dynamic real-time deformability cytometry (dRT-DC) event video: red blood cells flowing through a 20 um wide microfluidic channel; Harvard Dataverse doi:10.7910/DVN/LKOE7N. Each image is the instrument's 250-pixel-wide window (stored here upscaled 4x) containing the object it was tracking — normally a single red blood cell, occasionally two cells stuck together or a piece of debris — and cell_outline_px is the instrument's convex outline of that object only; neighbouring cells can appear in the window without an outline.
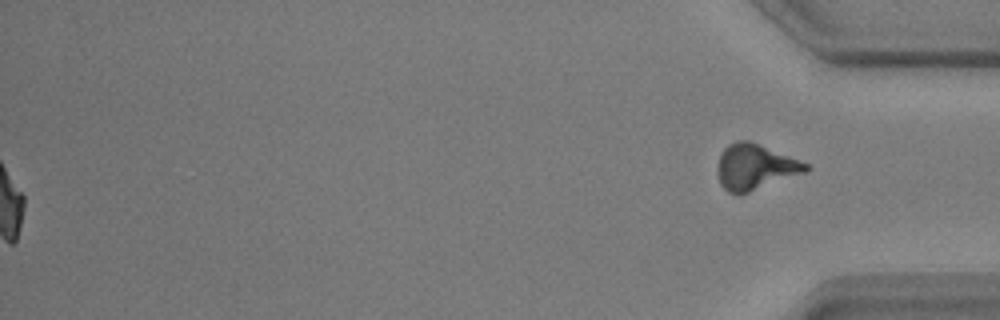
{"species": "common noctule bat (a hibernating species)", "species_latin": "Nyctalus noctula", "temperature_condition": "warm", "stored_images_in_passage": 56, "segment_of_instrument_passage": [2, 2], "camera_frame_rate_fps": 3000, "um_per_image_px": 0.085, "animal": {"sex": "male", "body_mass_g": 17.9, "forearm_length_mm": 54.2}, "frame": {"image": 1, "passage_image": 56, "time_ms": 18.333, "image_size_px": [1000, 320], "cell_outline_px": [[812, 168], [808, 172], [740, 196], [736, 196], [728, 192], [720, 184], [716, 172], [716, 168], [720, 156], [724, 148], [728, 144], [736, 140], [748, 140], [760, 144], [808, 164]], "centroid_in_image_um": [64.17, 14.23], "position_along_channel_um": 371.0, "area_um2": 24.04}}